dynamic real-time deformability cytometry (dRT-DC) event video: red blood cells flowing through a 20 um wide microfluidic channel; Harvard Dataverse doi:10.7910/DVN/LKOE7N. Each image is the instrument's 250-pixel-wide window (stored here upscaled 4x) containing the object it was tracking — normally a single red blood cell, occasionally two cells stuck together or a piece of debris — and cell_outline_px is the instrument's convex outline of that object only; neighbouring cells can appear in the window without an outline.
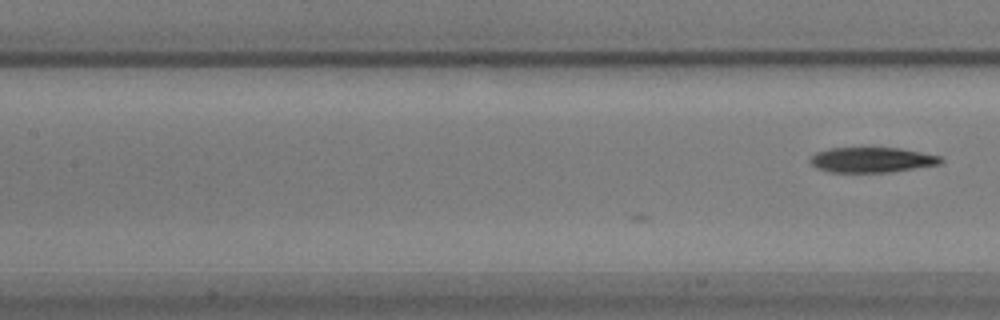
{"species": "common noctule bat (a hibernating species)", "species_latin": "Nyctalus noctula", "temperature_condition": "warm", "stored_images_in_passage": 8, "camera_frame_rate_fps": 3000, "um_per_image_px": 0.085, "animal": {"sex": "male", "body_mass_g": 17.9}, "frame": {"image": 1, "passage_image": 8, "time_ms": 2.333, "image_size_px": [1000, 320], "cell_outline_px": [[944, 160], [940, 164], [888, 172], [828, 172], [816, 168], [808, 160], [816, 152], [828, 148], [900, 148], [940, 156]], "centroid_in_image_um": [74.07, 13.59], "position_along_channel_um": 133.3, "area_um2": 19.07}}